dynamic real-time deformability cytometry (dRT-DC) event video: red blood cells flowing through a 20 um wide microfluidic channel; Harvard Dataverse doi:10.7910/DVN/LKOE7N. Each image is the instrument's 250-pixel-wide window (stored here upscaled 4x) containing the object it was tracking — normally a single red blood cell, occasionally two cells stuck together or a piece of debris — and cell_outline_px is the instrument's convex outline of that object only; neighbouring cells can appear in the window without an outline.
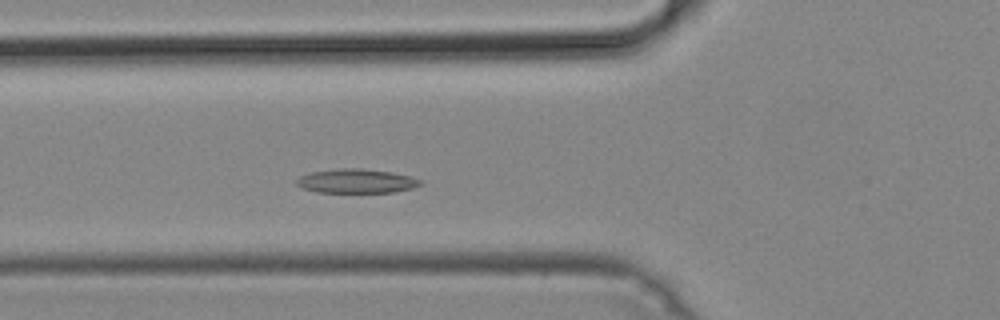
{"species": "common noctule bat (a hibernating species)", "species_latin": "Nyctalus noctula", "temperature_condition": "cold", "stored_images_in_passage": 45, "camera_frame_rate_fps": 3000, "um_per_image_px": 0.085, "animal": {"sex": "male", "body_mass_g": 19.2, "forearm_length_mm": 51.8}, "frame": {"image": 1, "passage_image": 13, "time_ms": 4.0, "image_size_px": [1000, 320], "cell_outline_px": [[424, 184], [412, 188], [396, 192], [316, 192], [304, 188], [296, 184], [296, 180], [300, 176], [312, 172], [336, 168], [364, 168], [392, 172], [412, 176], [424, 180]], "centroid_in_image_um": [30.37, 15.38], "position_along_channel_um": 95.4, "area_um2": 17.63}}
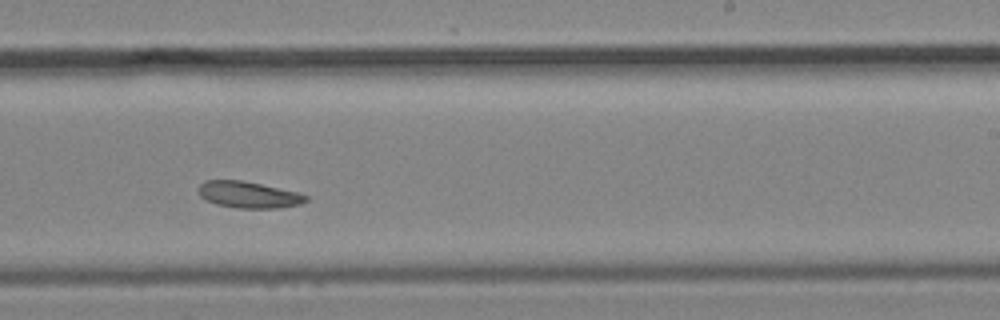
{"frame": {"image": 2, "passage_image": 26, "time_ms": 8.333, "image_size_px": [1000, 320], "cell_outline_px": [[308, 200], [300, 204], [280, 208], [240, 208], [216, 204], [200, 196], [200, 184], [204, 180], [240, 180], [260, 184], [296, 192], [308, 196]], "centroid_in_image_um": [21.14, 16.55], "position_along_channel_um": 267.9, "area_um2": 16.3}}
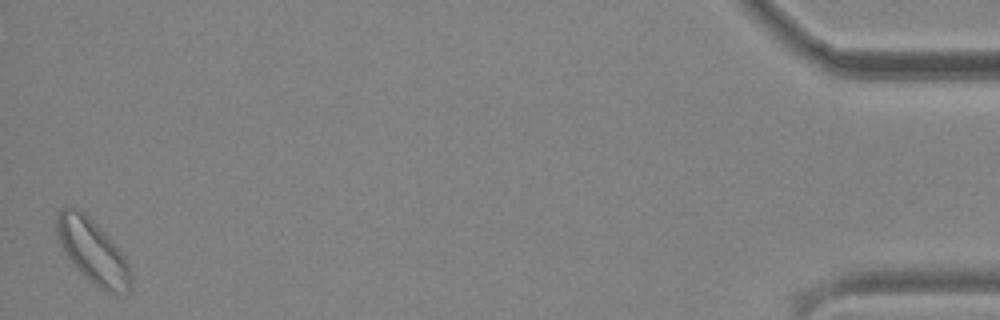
{"frame": {"image": 3, "passage_image": 45, "time_ms": 14.667, "image_size_px": [1000, 320], "cell_outline_px": [[132, 288], [128, 292], [104, 292], [80, 272], [72, 264], [60, 248], [56, 236], [56, 216], [60, 208], [80, 208], [96, 224], [124, 256], [128, 264], [132, 276]], "centroid_in_image_um": [7.84, 21.37], "position_along_channel_um": 427.4, "area_um2": 27.57}}